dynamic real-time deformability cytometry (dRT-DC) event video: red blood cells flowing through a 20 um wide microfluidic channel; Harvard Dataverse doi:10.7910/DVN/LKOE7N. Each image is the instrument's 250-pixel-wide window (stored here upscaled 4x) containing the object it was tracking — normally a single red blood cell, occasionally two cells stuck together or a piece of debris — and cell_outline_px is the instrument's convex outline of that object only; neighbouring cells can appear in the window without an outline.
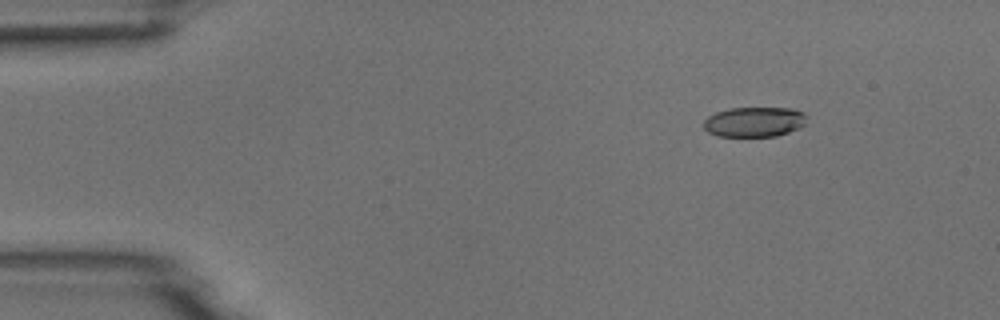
{"species": "common noctule bat (a hibernating species)", "species_latin": "Nyctalus noctula", "temperature_condition": "room temperature", "stored_images_in_passage": 9, "camera_frame_rate_fps": 3000, "um_per_image_px": 0.085, "animal": {"sex": "male", "body_mass_g": 18.8}, "frame": {"image": 1, "passage_image": 2, "time_ms": 2.0, "image_size_px": [1000, 320], "cell_outline_px": [[808, 116], [804, 124], [800, 128], [776, 136], [716, 136], [708, 132], [704, 128], [704, 120], [708, 116], [716, 112], [732, 108], [792, 108], [804, 112]], "centroid_in_image_um": [64.14, 10.36], "position_along_channel_um": 20.9, "area_um2": 18.09}}